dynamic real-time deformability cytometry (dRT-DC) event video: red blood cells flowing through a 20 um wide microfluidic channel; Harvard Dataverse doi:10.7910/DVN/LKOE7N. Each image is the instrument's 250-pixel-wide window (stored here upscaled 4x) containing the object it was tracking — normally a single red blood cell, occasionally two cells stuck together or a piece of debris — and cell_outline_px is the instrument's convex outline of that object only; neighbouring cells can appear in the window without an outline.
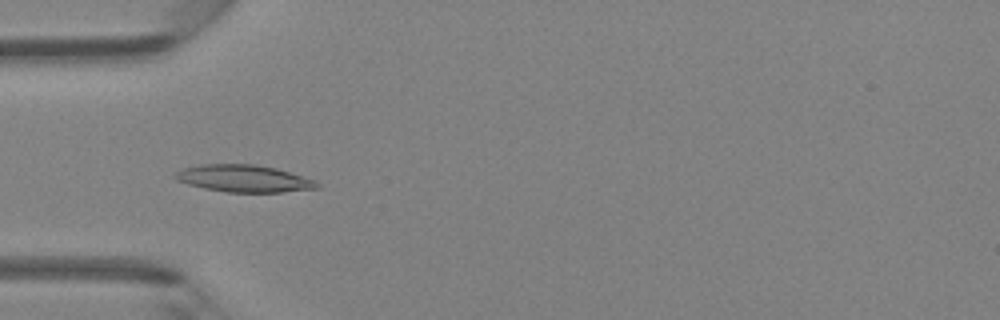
{"species": "Egyptian fruit bat (a non-hibernating species)", "species_latin": "Rousettus aegyptiacus", "temperature_condition": "room temperature", "stored_images_in_passage": 4, "camera_frame_rate_fps": 3000, "um_per_image_px": 0.085, "animal": {"sex": "female"}, "frame": {"image": 1, "passage_image": 4, "time_ms": 4.333, "image_size_px": [1000, 320], "cell_outline_px": [[320, 188], [280, 192], [228, 192], [204, 188], [188, 184], [176, 180], [172, 176], [176, 172], [184, 168], [200, 164], [256, 164], [276, 168], [316, 180], [320, 184]], "centroid_in_image_um": [20.74, 15.17], "position_along_channel_um": 64.3, "area_um2": 22.48}}